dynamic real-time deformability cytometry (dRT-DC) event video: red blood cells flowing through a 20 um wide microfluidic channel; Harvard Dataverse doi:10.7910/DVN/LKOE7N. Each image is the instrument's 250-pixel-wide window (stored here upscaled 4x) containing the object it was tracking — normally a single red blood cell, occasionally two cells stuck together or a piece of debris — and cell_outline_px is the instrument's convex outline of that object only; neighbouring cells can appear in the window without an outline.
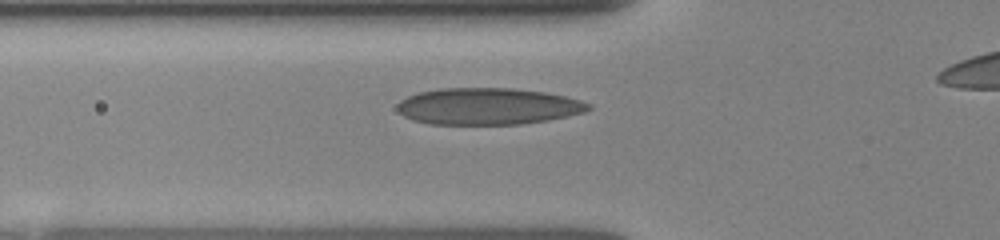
{"species": "human", "species_latin": "Homo sapiens", "temperature_condition": "room temperature", "stored_images_in_passage": 16, "camera_frame_rate_fps": 3000, "um_per_image_px": 0.085, "donor": {"sex": "female"}, "frame": {"image": 1, "passage_image": 7, "time_ms": 2.333, "image_size_px": [1000, 240], "cell_outline_px": [[592, 108], [584, 112], [568, 116], [548, 120], [520, 124], [428, 124], [412, 120], [404, 116], [396, 108], [396, 104], [400, 100], [408, 96], [420, 92], [440, 88], [512, 88], [544, 92], [564, 96], [580, 100], [592, 104]], "centroid_in_image_um": [41.46, 9.04], "position_along_channel_um": 84.3, "area_um2": 40.98}}
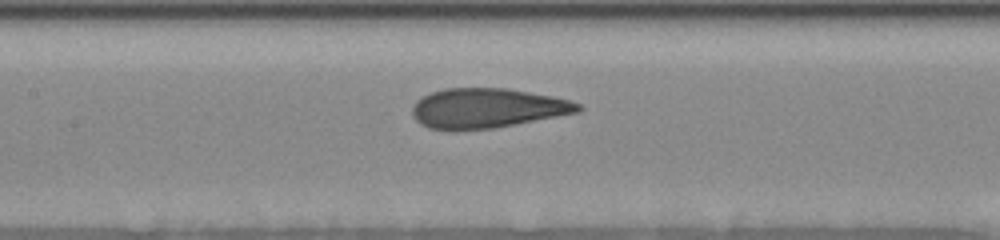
{"frame": {"image": 2, "passage_image": 12, "time_ms": 4.333, "image_size_px": [1000, 240], "cell_outline_px": [[584, 108], [580, 112], [516, 124], [492, 128], [456, 132], [448, 132], [428, 128], [420, 124], [412, 116], [412, 104], [420, 96], [444, 88], [508, 88], [552, 96], [568, 100], [580, 104]], "centroid_in_image_um": [41.34, 9.22], "position_along_channel_um": 166.1, "area_um2": 39.13}}
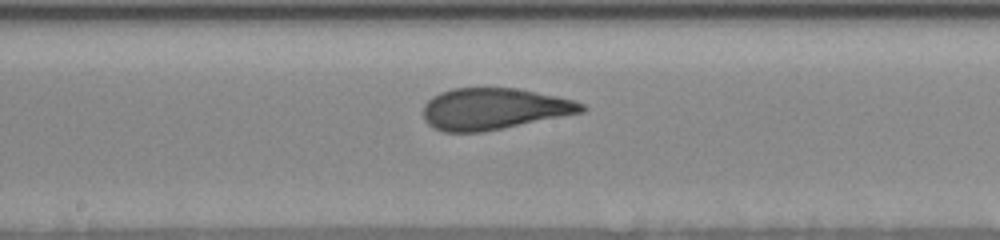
{"frame": {"image": 3, "passage_image": 15, "time_ms": 5.333, "image_size_px": [1000, 240], "cell_outline_px": [[588, 108], [584, 112], [504, 128], [480, 132], [444, 132], [432, 128], [424, 120], [424, 104], [432, 96], [440, 92], [452, 88], [516, 88], [556, 96], [572, 100], [584, 104]], "centroid_in_image_um": [41.96, 9.26], "position_along_channel_um": 206.2, "area_um2": 38.32}}